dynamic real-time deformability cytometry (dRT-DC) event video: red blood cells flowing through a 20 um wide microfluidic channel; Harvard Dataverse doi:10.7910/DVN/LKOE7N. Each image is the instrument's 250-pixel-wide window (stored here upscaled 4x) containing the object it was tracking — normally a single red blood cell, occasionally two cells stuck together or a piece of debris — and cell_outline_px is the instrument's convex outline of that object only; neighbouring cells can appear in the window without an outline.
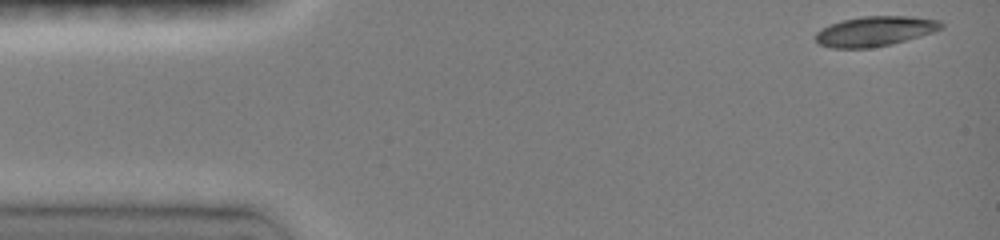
{"species": "common noctule bat (a hibernating species)", "species_latin": "Nyctalus noctula", "temperature_condition": "room temperature", "stored_images_in_passage": 74, "camera_frame_rate_fps": 3000, "um_per_image_px": 0.085, "animal": {"sex": "female", "body_mass_g": 19.0, "forearm_length_mm": 51.5}, "frame": {"image": 1, "passage_image": 1, "time_ms": 0.0, "image_size_px": [1000, 240], "cell_outline_px": [[944, 28], [920, 36], [892, 44], [868, 48], [832, 48], [820, 44], [816, 40], [816, 32], [832, 24], [844, 20], [860, 16], [912, 16], [940, 20], [944, 24]], "centroid_in_image_um": [74.42, 2.65], "position_along_channel_um": 10.6, "area_um2": 21.79}}
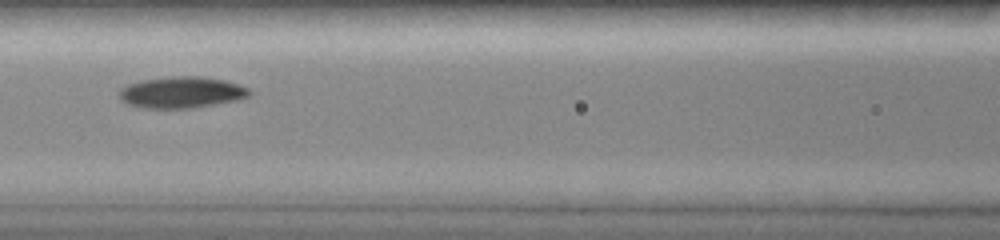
{"frame": {"image": 2, "passage_image": 28, "time_ms": 6.0, "image_size_px": [1000, 240], "cell_outline_px": [[252, 92], [248, 96], [236, 100], [216, 104], [192, 108], [144, 108], [128, 104], [120, 100], [120, 88], [128, 84], [140, 80], [172, 76], [200, 76], [224, 80], [248, 88]], "centroid_in_image_um": [15.41, 7.85], "position_along_channel_um": 151.2, "area_um2": 23.76}}
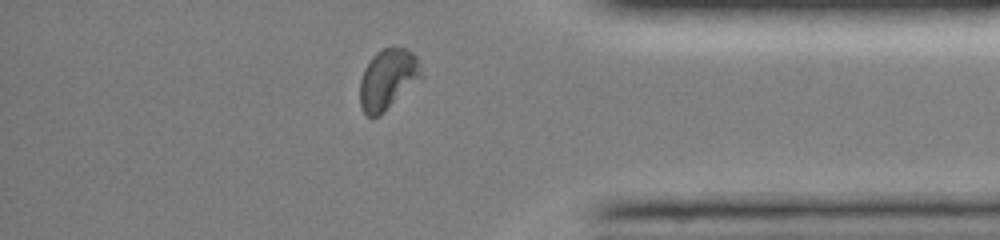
{"frame": {"image": 3, "passage_image": 59, "time_ms": 12.333, "image_size_px": [1000, 240], "cell_outline_px": [[424, 76], [380, 116], [368, 116], [364, 112], [360, 104], [360, 80], [364, 68], [372, 56], [376, 52], [384, 48], [404, 48], [412, 52], [416, 56]], "centroid_in_image_um": [32.97, 6.74], "position_along_channel_um": 402.2, "area_um2": 21.62}, "authors_computed_cell_mechanics": {"area_um2": 22.253, "velocity_mm_per_s": 4.1082, "shape_relaxation_time_tau1_ms": 3.5578, "shape_relaxation_time_tau2_ms": null, "deformation_change_tau1": 0.1378, "deformation_change_tau2": null}}